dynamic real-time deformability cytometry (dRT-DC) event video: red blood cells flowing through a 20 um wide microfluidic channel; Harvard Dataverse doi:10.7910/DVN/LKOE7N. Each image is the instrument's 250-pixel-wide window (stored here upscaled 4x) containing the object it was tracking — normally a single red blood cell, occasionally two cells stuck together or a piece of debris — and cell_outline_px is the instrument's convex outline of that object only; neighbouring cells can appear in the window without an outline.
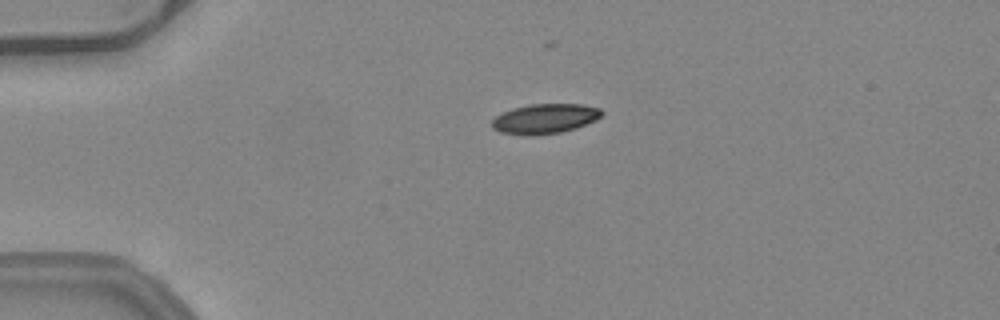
{"species": "common noctule bat (a hibernating species)", "species_latin": "Nyctalus noctula", "temperature_condition": "warm", "stored_images_in_passage": 41, "camera_frame_rate_fps": 3000, "um_per_image_px": 0.085, "animal": {"sex": "female", "body_mass_g": 24.6, "forearm_length_mm": 56.2}, "frame": {"image": 1, "passage_image": 1, "time_ms": 0.0, "image_size_px": [1000, 320], "cell_outline_px": [[604, 112], [596, 120], [576, 128], [560, 132], [500, 132], [492, 128], [492, 120], [500, 112], [512, 108], [528, 104], [580, 104], [600, 108]], "centroid_in_image_um": [46.35, 10.02], "position_along_channel_um": 38.7, "area_um2": 18.32}}
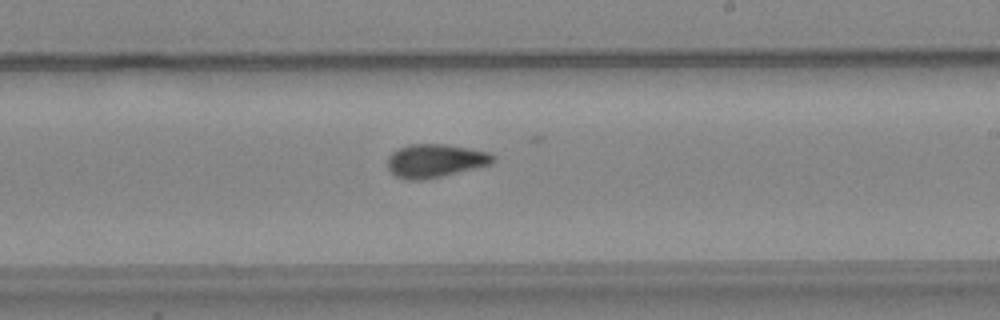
{"frame": {"image": 2, "passage_image": 20, "time_ms": 6.333, "image_size_px": [1000, 320], "cell_outline_px": [[496, 160], [492, 164], [424, 180], [404, 180], [396, 176], [388, 168], [388, 156], [392, 152], [408, 144], [444, 144], [492, 152], [496, 156]], "centroid_in_image_um": [37.02, 13.66], "position_along_channel_um": 252.0, "area_um2": 20.63}}
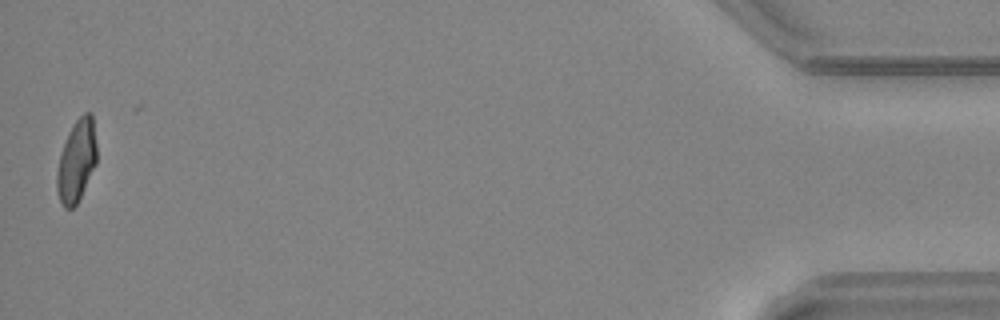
{"frame": {"image": 3, "passage_image": 40, "time_ms": 13.0, "image_size_px": [1000, 320], "cell_outline_px": [[96, 164], [76, 204], [72, 208], [64, 208], [60, 200], [56, 188], [56, 172], [60, 156], [68, 132], [76, 120], [84, 112], [92, 112], [96, 144]], "centroid_in_image_um": [6.5, 13.65], "position_along_channel_um": 428.7, "area_um2": 18.84}, "authors_computed_cell_mechanics": {"area_um2": 19.8832, "velocity_mm_per_s": 4.0069, "shape_relaxation_time_tau1_ms": null, "shape_relaxation_time_tau2_ms": 4.8745, "deformation_change_tau1": null, "deformation_change_tau2": 0.06}}